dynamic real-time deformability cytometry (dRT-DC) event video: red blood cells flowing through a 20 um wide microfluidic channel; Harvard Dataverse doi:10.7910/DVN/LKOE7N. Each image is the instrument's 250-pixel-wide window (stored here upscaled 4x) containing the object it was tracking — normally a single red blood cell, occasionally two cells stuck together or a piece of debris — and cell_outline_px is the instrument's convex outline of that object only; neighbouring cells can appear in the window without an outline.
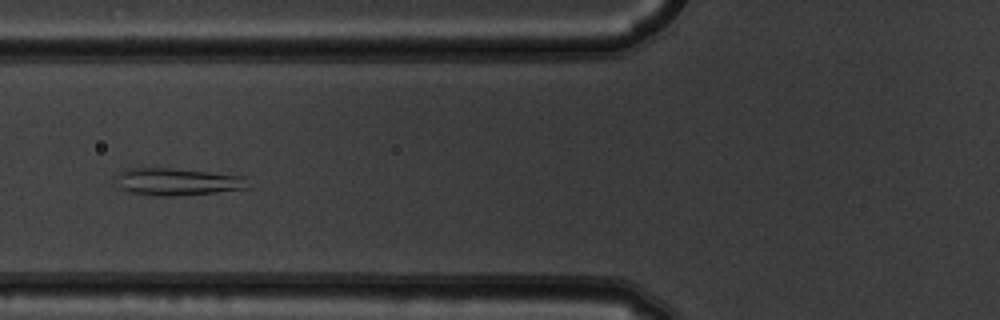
{"species": "common noctule bat (a hibernating species)", "species_latin": "Nyctalus noctula", "temperature_condition": "warm", "stored_images_in_passage": 4, "camera_frame_rate_fps": 3000, "um_per_image_px": 0.085, "animal": {"sex": "male", "body_mass_g": 19.5, "forearm_length_mm": 54.6}, "frame": {"image": 1, "passage_image": 3, "time_ms": 0.667, "image_size_px": [1000, 320], "cell_outline_px": [[248, 188], [212, 192], [172, 196], [156, 196], [132, 192], [120, 188], [116, 176], [128, 168], [168, 168], [244, 176]], "centroid_in_image_um": [15.04, 15.45], "position_along_channel_um": 110.8, "area_um2": 20.35}}